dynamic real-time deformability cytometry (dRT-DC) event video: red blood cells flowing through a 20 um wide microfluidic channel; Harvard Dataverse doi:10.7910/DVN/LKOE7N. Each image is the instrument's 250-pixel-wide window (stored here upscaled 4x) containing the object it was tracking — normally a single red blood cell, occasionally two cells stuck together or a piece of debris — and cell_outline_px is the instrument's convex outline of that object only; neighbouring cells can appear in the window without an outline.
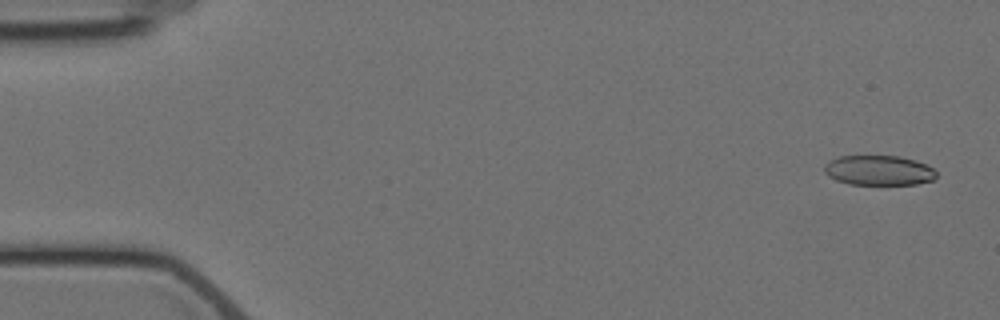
{"species": "Egyptian fruit bat (a non-hibernating species)", "species_latin": "Rousettus aegyptiacus", "temperature_condition": "cold", "stored_images_in_passage": 5, "camera_frame_rate_fps": 3000, "um_per_image_px": 0.085, "animal": {"sex": "female"}, "frame": {"image": 1, "passage_image": 1, "time_ms": 0.0, "image_size_px": [1000, 320], "cell_outline_px": [[936, 176], [932, 180], [916, 184], [848, 184], [836, 180], [828, 176], [824, 172], [824, 168], [828, 160], [840, 156], [900, 156], [924, 164], [932, 168], [936, 172]], "centroid_in_image_um": [74.65, 14.48], "position_along_channel_um": 10.4, "area_um2": 19.36}}
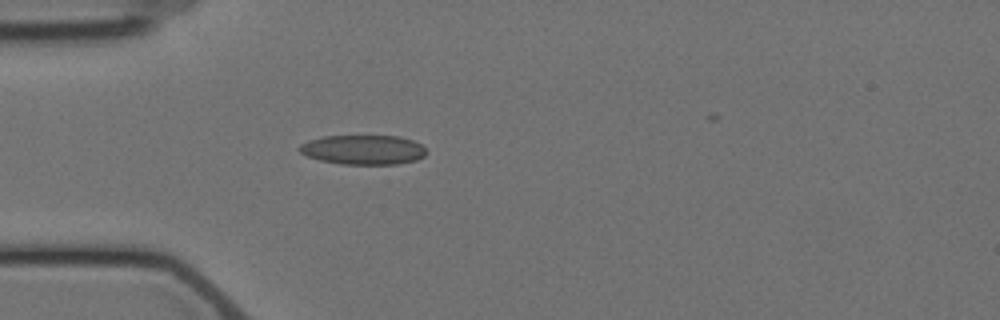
{"frame": {"image": 2, "passage_image": 5, "time_ms": 4.667, "image_size_px": [1000, 320], "cell_outline_px": [[428, 152], [424, 156], [416, 160], [396, 164], [340, 164], [320, 160], [308, 156], [300, 152], [296, 148], [300, 144], [308, 140], [324, 136], [396, 136], [412, 140], [420, 144]], "centroid_in_image_um": [30.85, 12.73], "position_along_channel_um": 54.2, "area_um2": 21.85}}